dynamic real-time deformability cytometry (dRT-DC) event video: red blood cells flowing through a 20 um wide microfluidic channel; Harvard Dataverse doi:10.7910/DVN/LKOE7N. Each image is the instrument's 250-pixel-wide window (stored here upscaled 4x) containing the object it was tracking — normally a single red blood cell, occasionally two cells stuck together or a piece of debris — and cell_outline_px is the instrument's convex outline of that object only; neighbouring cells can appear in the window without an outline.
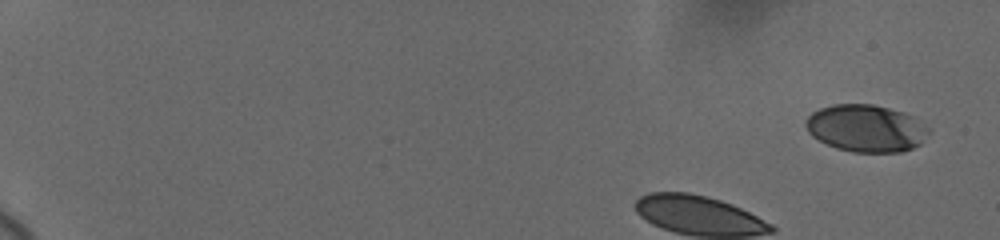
{"species": "human", "species_latin": "Homo sapiens", "temperature_condition": "cold", "stored_images_in_passage": 6, "segment_of_instrument_passage": [1, 2], "camera_frame_rate_fps": 3000, "um_per_image_px": 0.085, "donor": {"sex": "female"}, "frame": {"image": 1, "passage_image": 1, "time_ms": 0.0, "image_size_px": [1000, 240], "cell_outline_px": [[932, 132], [920, 144], [912, 148], [900, 152], [852, 152], [836, 148], [812, 136], [808, 132], [804, 124], [808, 116], [812, 112], [820, 108], [832, 104], [872, 104], [904, 112], [912, 116], [932, 128]], "centroid_in_image_um": [73.65, 10.9], "position_along_channel_um": 11.4, "area_um2": 34.1}}
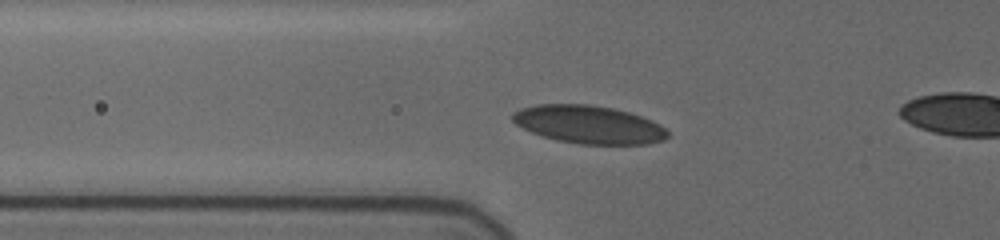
{"frame": {"image": 2, "passage_image": 5, "time_ms": 5.0, "image_size_px": [1000, 240], "cell_outline_px": [[668, 136], [664, 140], [648, 144], [580, 144], [556, 140], [532, 132], [516, 124], [512, 120], [512, 112], [520, 108], [536, 104], [588, 104], [612, 108], [628, 112], [652, 120], [660, 124], [668, 132]], "centroid_in_image_um": [50.04, 10.58], "position_along_channel_um": 75.8, "area_um2": 34.33}}